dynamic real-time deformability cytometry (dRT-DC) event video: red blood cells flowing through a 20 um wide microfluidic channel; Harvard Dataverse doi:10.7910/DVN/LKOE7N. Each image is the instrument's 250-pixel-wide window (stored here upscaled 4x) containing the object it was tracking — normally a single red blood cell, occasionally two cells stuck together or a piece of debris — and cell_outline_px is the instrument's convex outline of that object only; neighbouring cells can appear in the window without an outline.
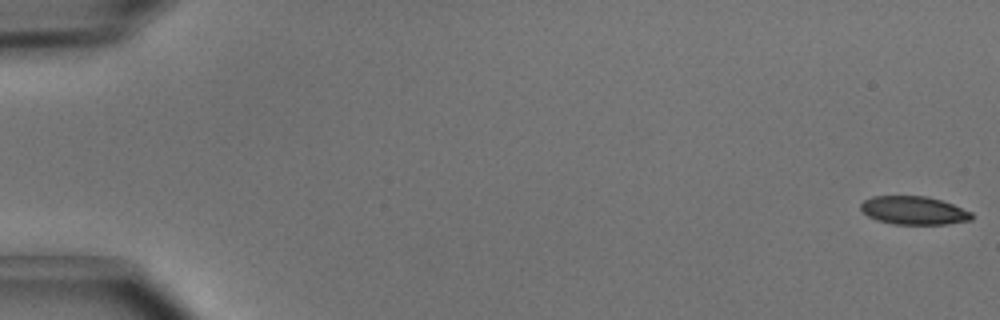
{"species": "common noctule bat (a hibernating species)", "species_latin": "Nyctalus noctula", "temperature_condition": "cold", "stored_images_in_passage": 7, "camera_frame_rate_fps": 3000, "um_per_image_px": 0.085, "animal": {"sex": "male", "body_mass_g": 15.6}, "frame": {"image": 1, "passage_image": 1, "time_ms": 0.0, "image_size_px": [1000, 320], "cell_outline_px": [[972, 220], [948, 224], [892, 224], [876, 220], [868, 216], [860, 208], [860, 204], [864, 200], [872, 196], [924, 196], [940, 200], [952, 204], [972, 212]], "centroid_in_image_um": [77.66, 17.89], "position_along_channel_um": 7.3, "area_um2": 18.26}}
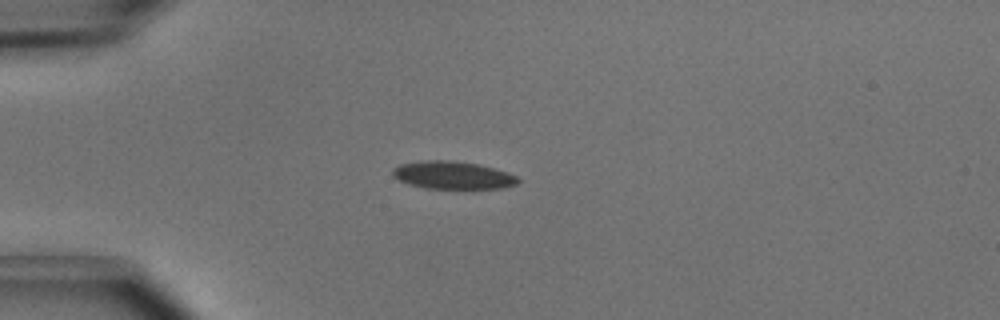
{"frame": {"image": 2, "passage_image": 5, "time_ms": 1.333, "image_size_px": [1000, 320], "cell_outline_px": [[520, 180], [516, 184], [504, 188], [424, 188], [408, 184], [392, 176], [392, 168], [400, 164], [424, 160], [456, 160], [480, 164], [508, 172], [516, 176]], "centroid_in_image_um": [38.47, 14.88], "position_along_channel_um": 46.5, "area_um2": 20.4}}
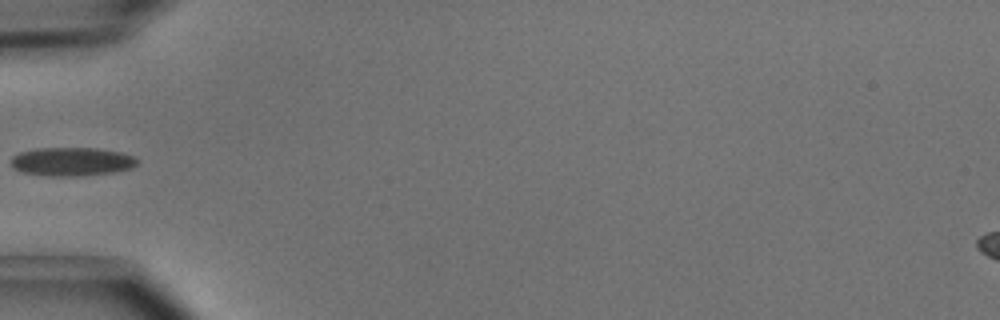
{"frame": {"image": 3, "passage_image": 6, "time_ms": 1.667, "image_size_px": [1000, 320], "cell_outline_px": [[140, 160], [132, 168], [116, 172], [76, 176], [48, 176], [24, 172], [12, 168], [12, 156], [20, 152], [36, 148], [96, 148], [120, 152], [132, 156]], "centroid_in_image_um": [6.11, 13.74], "position_along_channel_um": 78.9, "area_um2": 21.04}}